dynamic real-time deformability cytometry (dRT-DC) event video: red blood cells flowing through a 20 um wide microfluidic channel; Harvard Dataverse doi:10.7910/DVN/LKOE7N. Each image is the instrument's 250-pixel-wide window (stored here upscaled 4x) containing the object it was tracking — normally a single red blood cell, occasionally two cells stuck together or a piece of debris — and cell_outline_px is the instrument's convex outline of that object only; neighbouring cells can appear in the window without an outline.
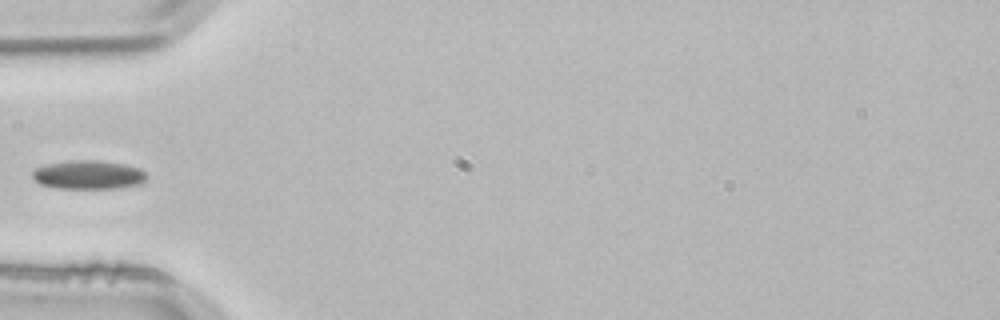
{"species": "common noctule bat (a hibernating species)", "species_latin": "Nyctalus noctula", "temperature_condition": "room temperature", "stored_images_in_passage": 4, "camera_frame_rate_fps": 3000, "um_per_image_px": 0.085, "animal": {"sex": "male", "body_mass_g": 21.5, "forearm_length_mm": 52.0}, "frame": {"image": 1, "passage_image": 4, "time_ms": 1.0, "image_size_px": [1000, 320], "cell_outline_px": [[148, 176], [140, 184], [116, 188], [56, 188], [40, 184], [32, 176], [32, 172], [36, 168], [48, 164], [72, 160], [100, 160], [124, 164], [140, 168]], "centroid_in_image_um": [7.53, 14.85], "position_along_channel_um": 77.5, "area_um2": 19.07}}